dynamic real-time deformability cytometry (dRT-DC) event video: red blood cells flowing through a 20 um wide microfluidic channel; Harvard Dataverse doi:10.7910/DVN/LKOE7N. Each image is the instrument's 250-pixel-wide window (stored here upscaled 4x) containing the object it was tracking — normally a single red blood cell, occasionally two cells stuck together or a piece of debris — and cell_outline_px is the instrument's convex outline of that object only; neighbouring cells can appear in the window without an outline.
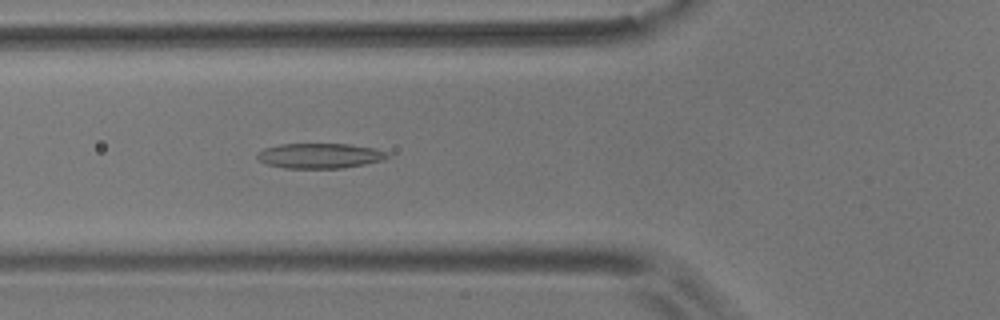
{"species": "common noctule bat (a hibernating species)", "species_latin": "Nyctalus noctula", "temperature_condition": "room temperature", "stored_images_in_passage": 25, "camera_frame_rate_fps": 3000, "um_per_image_px": 0.085, "animal": {"sex": "male", "body_mass_g": 17.9}, "frame": {"image": 1, "passage_image": 11, "time_ms": 3.333, "image_size_px": [1000, 320], "cell_outline_px": [[388, 156], [384, 160], [344, 168], [284, 168], [268, 164], [260, 160], [256, 156], [256, 152], [264, 148], [280, 144], [348, 144], [372, 148], [388, 152]], "centroid_in_image_um": [27.16, 13.24], "position_along_channel_um": 98.6, "area_um2": 18.96}}
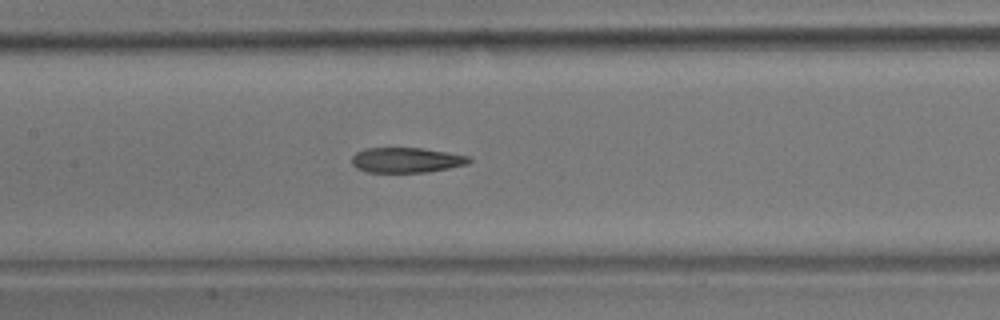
{"frame": {"image": 2, "passage_image": 17, "time_ms": 5.333, "image_size_px": [1000, 320], "cell_outline_px": [[472, 160], [468, 164], [428, 172], [368, 172], [356, 168], [352, 164], [352, 156], [356, 152], [364, 148], [424, 148], [448, 152], [468, 156]], "centroid_in_image_um": [34.54, 13.6], "position_along_channel_um": 172.9, "area_um2": 17.22}}
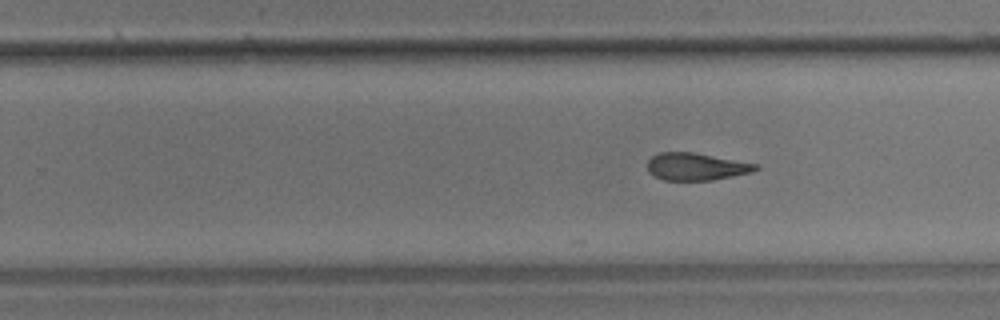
{"frame": {"image": 3, "passage_image": 25, "time_ms": 8.0, "image_size_px": [1000, 320], "cell_outline_px": [[760, 168], [752, 172], [712, 180], [664, 180], [648, 172], [648, 160], [652, 156], [660, 152], [692, 152], [756, 164]], "centroid_in_image_um": [59.15, 14.16], "position_along_channel_um": 270.7, "area_um2": 16.99}}